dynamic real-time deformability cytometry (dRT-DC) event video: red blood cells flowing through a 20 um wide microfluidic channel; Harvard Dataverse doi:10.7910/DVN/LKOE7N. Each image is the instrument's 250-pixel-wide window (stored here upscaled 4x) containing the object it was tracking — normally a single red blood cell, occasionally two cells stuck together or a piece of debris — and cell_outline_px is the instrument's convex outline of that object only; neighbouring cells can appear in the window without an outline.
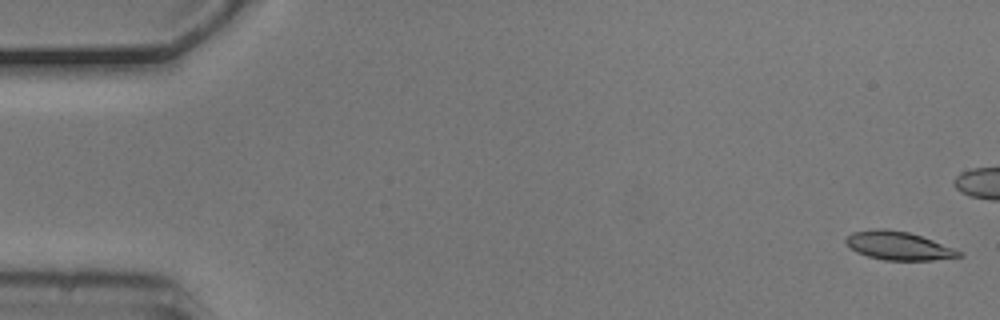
{"species": "common noctule bat (a hibernating species)", "species_latin": "Nyctalus noctula", "temperature_condition": "cold", "stored_images_in_passage": 5, "camera_frame_rate_fps": 3000, "um_per_image_px": 0.085, "animal": {"sex": "male", "body_mass_g": 20.5, "forearm_length_mm": 52.5}, "frame": {"image": 1, "passage_image": 1, "time_ms": 0.0, "image_size_px": [1000, 320], "cell_outline_px": [[964, 256], [932, 260], [884, 260], [868, 256], [856, 252], [844, 240], [852, 232], [872, 228], [884, 228], [908, 232], [932, 240], [964, 252]], "centroid_in_image_um": [76.38, 20.88], "position_along_channel_um": 8.6, "area_um2": 18.67}}
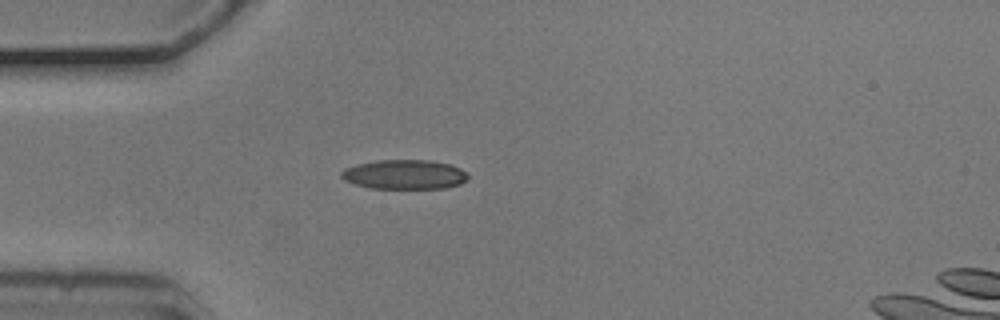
{"frame": {"image": 2, "passage_image": 5, "time_ms": 1.333, "image_size_px": [1000, 320], "cell_outline_px": [[468, 180], [460, 184], [444, 188], [368, 188], [344, 180], [340, 176], [340, 172], [344, 168], [356, 164], [376, 160], [432, 160], [452, 164], [460, 168], [468, 176]], "centroid_in_image_um": [34.37, 14.82], "position_along_channel_um": 50.6, "area_um2": 21.91}}